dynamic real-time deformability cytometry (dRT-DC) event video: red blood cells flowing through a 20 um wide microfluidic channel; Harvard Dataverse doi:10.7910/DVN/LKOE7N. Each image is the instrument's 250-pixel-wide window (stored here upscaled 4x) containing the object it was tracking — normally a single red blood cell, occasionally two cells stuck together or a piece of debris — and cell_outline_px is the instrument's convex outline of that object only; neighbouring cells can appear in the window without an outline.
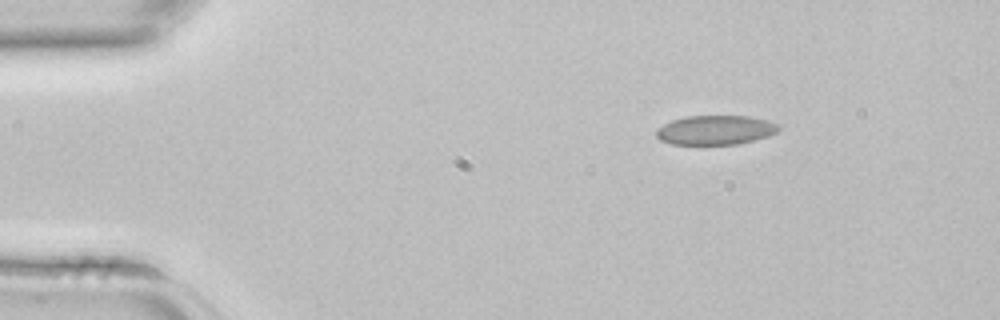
{"species": "common noctule bat (a hibernating species)", "species_latin": "Nyctalus noctula", "temperature_condition": "room temperature", "stored_images_in_passage": 4, "segment_of_instrument_passage": [2, 2], "camera_frame_rate_fps": 3000, "um_per_image_px": 0.085, "animal": {"sex": "female", "body_mass_g": 22.7, "forearm_length_mm": 54.2}, "frame": {"image": 1, "passage_image": 4, "time_ms": 1.0, "image_size_px": [1000, 320], "cell_outline_px": [[780, 128], [776, 132], [768, 136], [736, 144], [672, 144], [660, 140], [656, 136], [656, 128], [672, 120], [688, 116], [748, 116], [768, 120], [780, 124]], "centroid_in_image_um": [60.81, 11.04], "position_along_channel_um": 24.2, "area_um2": 20.87}}